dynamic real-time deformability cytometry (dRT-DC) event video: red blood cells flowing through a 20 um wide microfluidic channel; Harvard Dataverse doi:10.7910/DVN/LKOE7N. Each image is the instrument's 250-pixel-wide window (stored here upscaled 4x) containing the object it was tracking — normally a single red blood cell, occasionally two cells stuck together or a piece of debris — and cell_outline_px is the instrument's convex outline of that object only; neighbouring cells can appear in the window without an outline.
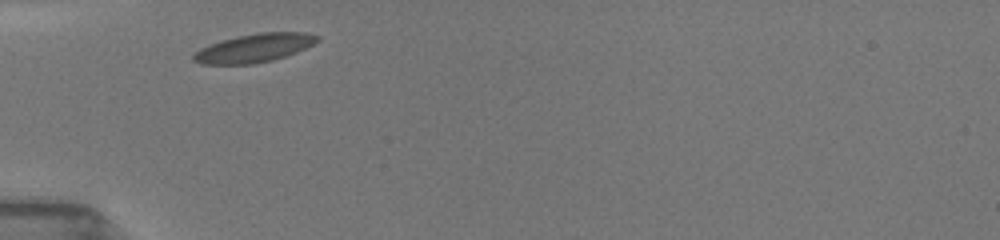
{"species": "common noctule bat (a hibernating species)", "species_latin": "Nyctalus noctula", "temperature_condition": "room temperature", "stored_images_in_passage": 15, "camera_frame_rate_fps": 3000, "um_per_image_px": 0.085, "animal": {"sex": "female", "body_mass_g": 19.5, "forearm_length_mm": 54.1}, "frame": {"image": 1, "passage_image": 1, "time_ms": 0.0, "image_size_px": [1000, 240], "cell_outline_px": [[320, 40], [296, 52], [272, 60], [252, 64], [200, 64], [192, 60], [192, 56], [200, 48], [208, 44], [220, 40], [256, 32], [308, 32], [320, 36]], "centroid_in_image_um": [21.59, 4.07], "position_along_channel_um": 63.4, "area_um2": 20.63}}
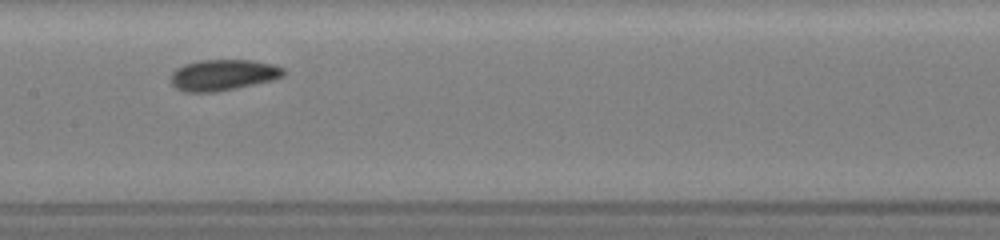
{"frame": {"image": 2, "passage_image": 4, "time_ms": 3.333, "image_size_px": [1000, 240], "cell_outline_px": [[288, 72], [284, 76], [272, 80], [236, 88], [216, 92], [184, 92], [176, 88], [172, 84], [172, 72], [176, 68], [184, 64], [200, 60], [252, 60], [272, 64], [284, 68]], "centroid_in_image_um": [18.98, 6.37], "position_along_channel_um": 188.4, "area_um2": 20.46}}
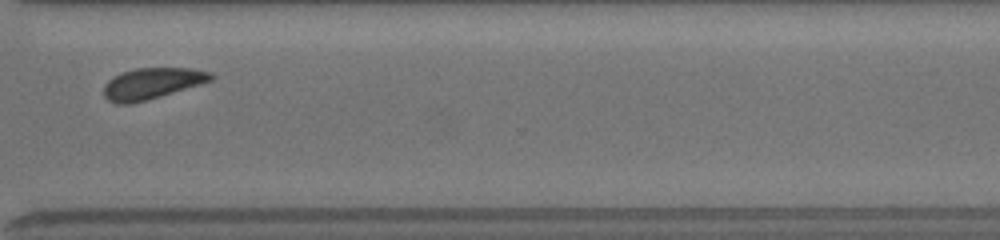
{"frame": {"image": 3, "passage_image": 12, "time_ms": 7.667, "image_size_px": [1000, 240], "cell_outline_px": [[212, 80], [200, 84], [148, 100], [132, 104], [116, 104], [108, 100], [104, 96], [104, 84], [112, 76], [136, 68], [192, 68], [212, 72]], "centroid_in_image_um": [12.89, 7.1], "position_along_channel_um": 357.7, "area_um2": 19.48}, "authors_computed_cell_mechanics": {"area_um2": 19.8254, "velocity_mm_per_s": 3.902, "shape_relaxation_time_tau1_ms": 1.3154, "shape_relaxation_time_tau2_ms": null, "deformation_change_tau1": 0.0616, "deformation_change_tau2": null}}